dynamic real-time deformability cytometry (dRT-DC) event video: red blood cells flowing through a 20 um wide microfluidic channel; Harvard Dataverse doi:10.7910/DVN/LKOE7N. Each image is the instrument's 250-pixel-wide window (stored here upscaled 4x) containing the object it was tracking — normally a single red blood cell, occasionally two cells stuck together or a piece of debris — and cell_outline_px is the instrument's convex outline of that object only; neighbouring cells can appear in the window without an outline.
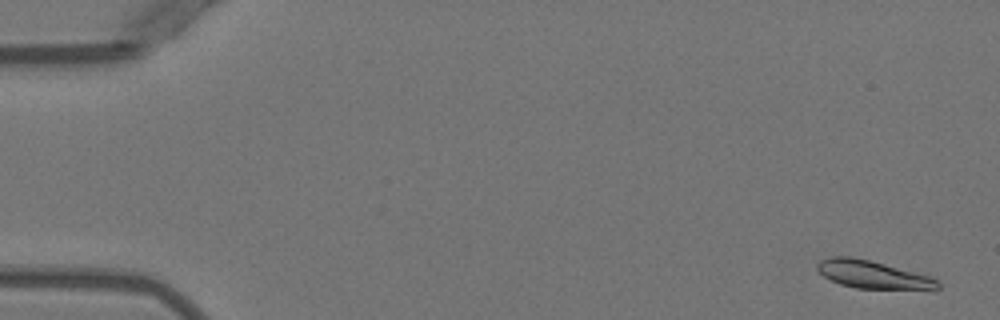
{"species": "Egyptian fruit bat (a non-hibernating species)", "species_latin": "Rousettus aegyptiacus", "temperature_condition": "warm", "stored_images_in_passage": 5, "camera_frame_rate_fps": 3000, "um_per_image_px": 0.085, "animal": {"sex": "female"}, "frame": {"image": 1, "passage_image": 1, "time_ms": 0.0, "image_size_px": [1000, 320], "cell_outline_px": [[940, 288], [936, 292], [856, 288], [840, 284], [824, 276], [816, 268], [816, 264], [820, 260], [832, 256], [852, 256], [932, 276], [940, 284]], "centroid_in_image_um": [74.32, 23.39], "position_along_channel_um": 10.7, "area_um2": 20.29}}
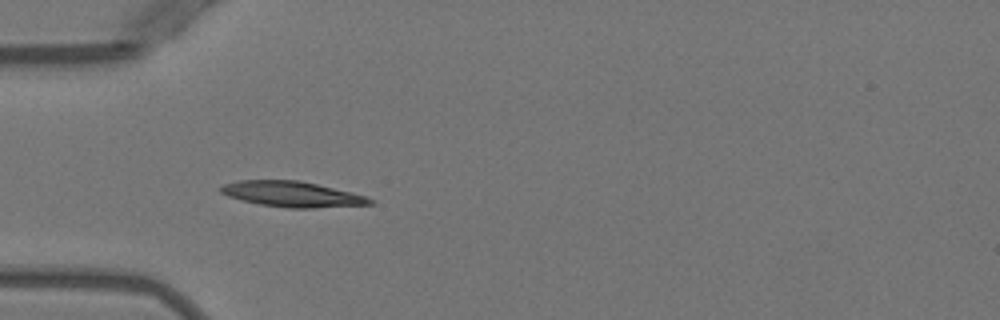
{"frame": {"image": 2, "passage_image": 4, "time_ms": 4.667, "image_size_px": [1000, 320], "cell_outline_px": [[376, 200], [372, 204], [312, 208], [288, 208], [260, 204], [240, 200], [228, 196], [220, 192], [220, 188], [224, 184], [240, 180], [300, 180], [352, 192]], "centroid_in_image_um": [24.83, 16.5], "position_along_channel_um": 60.2, "area_um2": 22.14}}
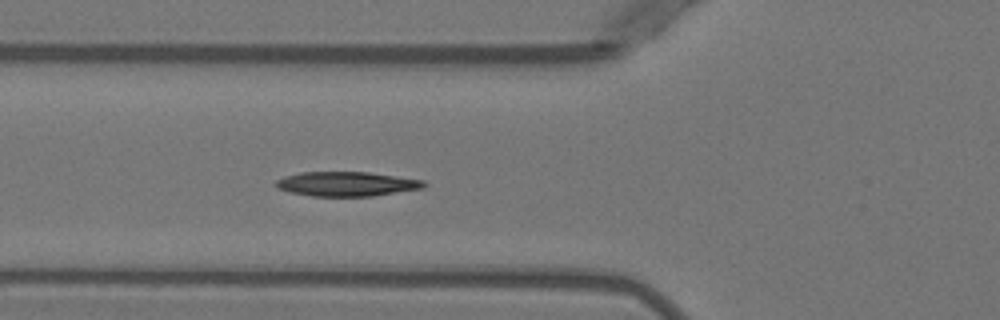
{"frame": {"image": 3, "passage_image": 5, "time_ms": 5.667, "image_size_px": [1000, 320], "cell_outline_px": [[428, 184], [424, 188], [372, 196], [312, 196], [288, 192], [276, 188], [272, 184], [276, 180], [284, 176], [300, 172], [368, 172], [424, 180]], "centroid_in_image_um": [29.42, 15.63], "position_along_channel_um": 96.4, "area_um2": 21.33}}